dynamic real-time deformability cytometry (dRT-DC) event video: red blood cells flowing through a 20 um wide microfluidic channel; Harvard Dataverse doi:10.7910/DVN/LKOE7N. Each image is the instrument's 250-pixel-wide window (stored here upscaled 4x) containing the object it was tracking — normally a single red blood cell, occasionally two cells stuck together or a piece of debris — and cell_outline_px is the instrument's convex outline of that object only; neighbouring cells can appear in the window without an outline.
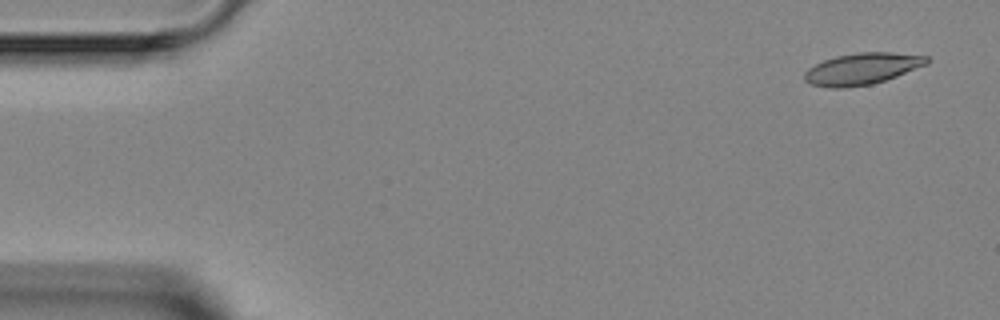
{"species": "Egyptian fruit bat (a non-hibernating species)", "species_latin": "Rousettus aegyptiacus", "temperature_condition": "room temperature", "stored_images_in_passage": 3, "camera_frame_rate_fps": 3000, "um_per_image_px": 0.085, "animal": {"sex": "female"}, "frame": {"image": 1, "passage_image": 1, "time_ms": 0.0, "image_size_px": [1000, 320], "cell_outline_px": [[932, 60], [928, 64], [896, 76], [872, 84], [844, 88], [832, 88], [812, 84], [804, 80], [804, 72], [808, 68], [824, 60], [836, 56], [856, 52], [892, 52], [928, 56]], "centroid_in_image_um": [73.3, 5.83], "position_along_channel_um": 11.7, "area_um2": 22.54}}